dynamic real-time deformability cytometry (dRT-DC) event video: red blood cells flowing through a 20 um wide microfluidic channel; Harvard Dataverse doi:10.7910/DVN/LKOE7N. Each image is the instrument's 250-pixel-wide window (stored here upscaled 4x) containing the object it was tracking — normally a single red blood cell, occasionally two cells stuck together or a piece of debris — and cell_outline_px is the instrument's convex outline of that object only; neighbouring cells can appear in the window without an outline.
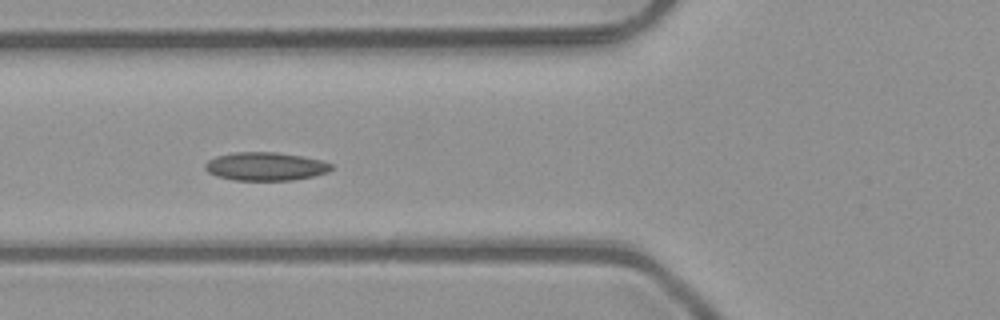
{"species": "common noctule bat (a hibernating species)", "species_latin": "Nyctalus noctula", "temperature_condition": "room temperature", "stored_images_in_passage": 4, "camera_frame_rate_fps": 3000, "um_per_image_px": 0.085, "animal": {"sex": "male", "body_mass_g": 23.1, "forearm_length_mm": 52.7}, "frame": {"image": 1, "passage_image": 2, "time_ms": 0.333, "image_size_px": [1000, 320], "cell_outline_px": [[332, 168], [328, 172], [312, 176], [292, 180], [236, 180], [216, 176], [208, 172], [204, 168], [204, 164], [208, 160], [216, 156], [232, 152], [276, 152], [300, 156], [320, 160], [332, 164]], "centroid_in_image_um": [22.52, 14.14], "position_along_channel_um": 103.3, "area_um2": 20.75}}
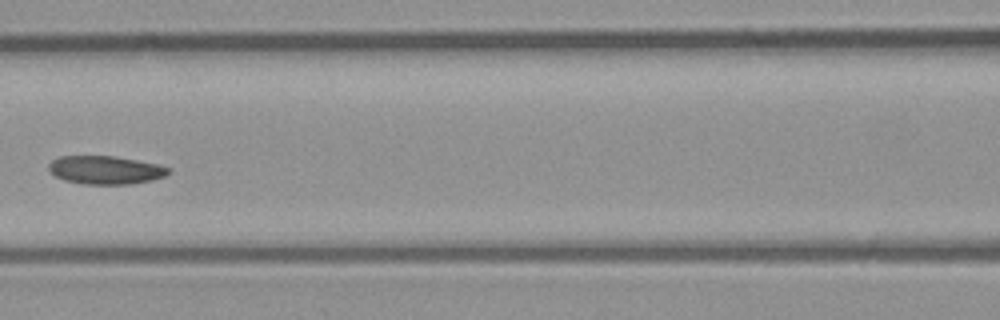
{"frame": {"image": 2, "passage_image": 3, "time_ms": 0.667, "image_size_px": [1000, 320], "cell_outline_px": [[168, 172], [164, 176], [152, 180], [132, 184], [80, 184], [64, 180], [56, 176], [48, 168], [48, 164], [52, 160], [60, 156], [116, 156], [160, 164], [168, 168]], "centroid_in_image_um": [8.95, 14.45], "position_along_channel_um": 157.6, "area_um2": 19.77}}
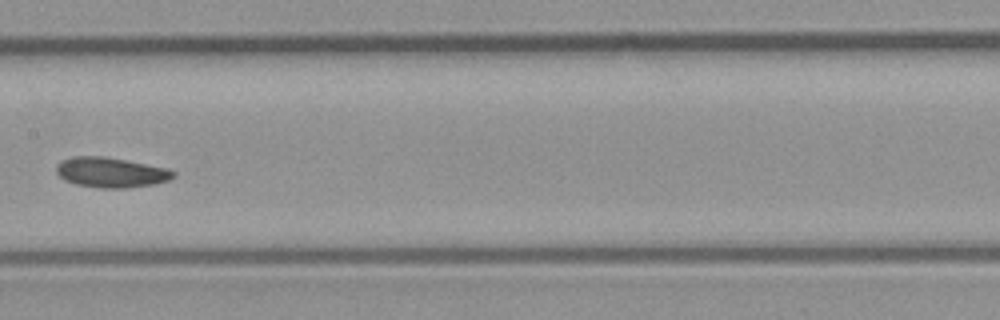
{"frame": {"image": 3, "passage_image": 4, "time_ms": 1.0, "image_size_px": [1000, 320], "cell_outline_px": [[176, 176], [168, 180], [152, 184], [124, 188], [100, 188], [76, 184], [64, 180], [56, 172], [56, 164], [60, 160], [72, 156], [104, 156], [168, 168], [176, 172]], "centroid_in_image_um": [9.4, 14.64], "position_along_channel_um": 198.0, "area_um2": 20.58}}